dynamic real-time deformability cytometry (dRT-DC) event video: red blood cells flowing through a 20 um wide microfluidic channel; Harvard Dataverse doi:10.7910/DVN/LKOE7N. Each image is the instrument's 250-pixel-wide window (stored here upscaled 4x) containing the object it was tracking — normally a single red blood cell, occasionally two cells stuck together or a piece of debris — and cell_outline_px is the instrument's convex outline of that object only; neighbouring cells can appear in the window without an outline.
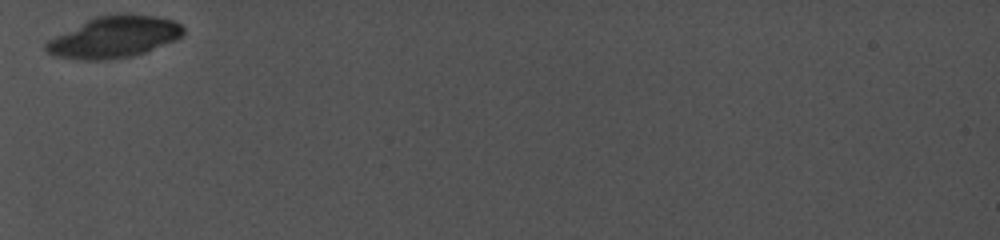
{"species": "common noctule bat (a hibernating species)", "species_latin": "Nyctalus noctula", "temperature_condition": "cold", "stored_images_in_passage": 2, "camera_frame_rate_fps": 5000, "um_per_image_px": 0.085, "animal": {"sex": "female", "body_mass_g": 19.0, "forearm_length_mm": 56.7}, "frame": {"image": 1, "passage_image": 1, "time_ms": 0.0, "image_size_px": [1000, 240], "cell_outline_px": [[184, 32], [176, 40], [144, 52], [132, 56], [108, 60], [80, 60], [52, 56], [44, 48], [44, 44], [48, 40], [96, 16], [116, 12], [128, 12], [156, 16], [176, 20], [184, 28]], "centroid_in_image_um": [9.72, 3.13], "position_along_channel_um": 75.3, "area_um2": 33.52}}